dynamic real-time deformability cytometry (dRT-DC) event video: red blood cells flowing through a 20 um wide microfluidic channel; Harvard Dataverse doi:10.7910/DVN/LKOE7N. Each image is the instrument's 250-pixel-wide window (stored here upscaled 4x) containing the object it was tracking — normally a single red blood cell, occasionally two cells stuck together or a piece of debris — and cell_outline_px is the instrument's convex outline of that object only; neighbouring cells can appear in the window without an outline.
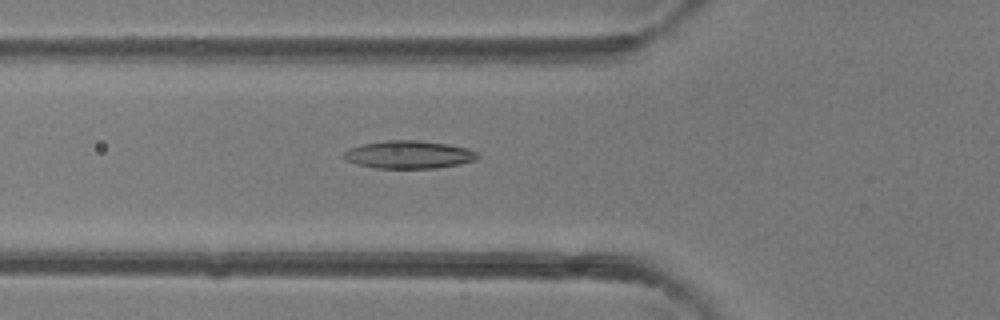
{"species": "common noctule bat (a hibernating species)", "species_latin": "Nyctalus noctula", "temperature_condition": "room temperature", "stored_images_in_passage": 5, "camera_frame_rate_fps": 3000, "um_per_image_px": 0.085, "animal": {"sex": "female"}, "frame": {"image": 1, "passage_image": 5, "time_ms": 5.333, "image_size_px": [1000, 320], "cell_outline_px": [[480, 156], [476, 160], [460, 164], [436, 168], [376, 168], [356, 164], [340, 156], [348, 148], [360, 144], [388, 140], [420, 140], [448, 144], [468, 148], [476, 152]], "centroid_in_image_um": [34.74, 13.14], "position_along_channel_um": 91.1, "area_um2": 21.91}}